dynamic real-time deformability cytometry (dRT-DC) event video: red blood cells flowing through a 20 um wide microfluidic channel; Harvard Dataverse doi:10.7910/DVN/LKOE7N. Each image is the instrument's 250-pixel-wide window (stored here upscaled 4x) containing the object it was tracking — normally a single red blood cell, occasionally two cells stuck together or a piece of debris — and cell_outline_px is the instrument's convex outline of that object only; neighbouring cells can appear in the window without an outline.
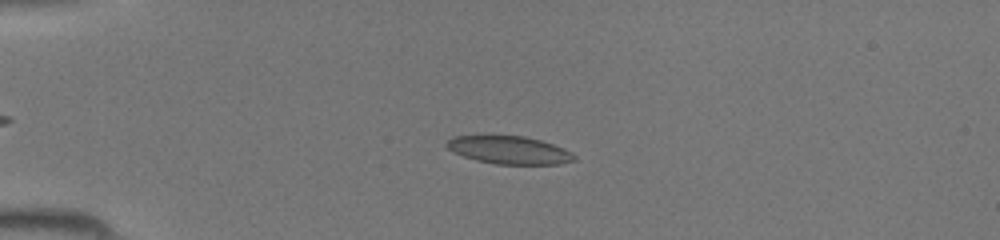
{"species": "common noctule bat (a hibernating species)", "species_latin": "Nyctalus noctula", "temperature_condition": "room temperature", "stored_images_in_passage": 40, "camera_frame_rate_fps": 3000, "um_per_image_px": 0.085, "animal": {"sex": "female", "body_mass_g": 19.5, "forearm_length_mm": 54.1}, "frame": {"image": 1, "passage_image": 11, "time_ms": 3.333, "image_size_px": [1000, 240], "cell_outline_px": [[576, 160], [560, 164], [496, 164], [476, 160], [464, 156], [448, 148], [444, 144], [452, 136], [524, 136], [540, 140], [564, 148], [572, 152], [576, 156]], "centroid_in_image_um": [43.32, 12.76], "position_along_channel_um": 41.7, "area_um2": 20.58}}
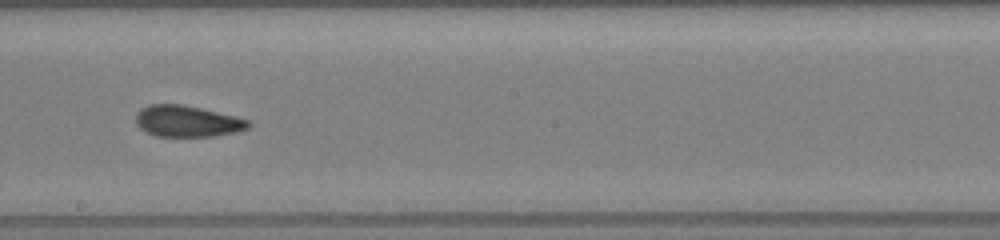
{"frame": {"image": 2, "passage_image": 26, "time_ms": 8.333, "image_size_px": [1000, 240], "cell_outline_px": [[252, 124], [248, 128], [236, 132], [212, 136], [156, 136], [144, 132], [136, 124], [136, 112], [140, 108], [148, 104], [184, 104], [252, 120]], "centroid_in_image_um": [15.9, 10.29], "position_along_channel_um": 232.3, "area_um2": 20.81}}
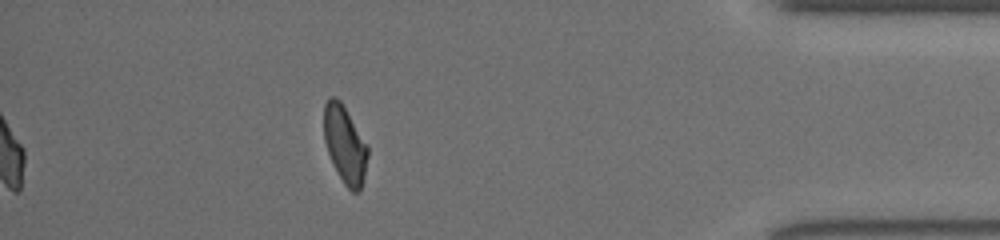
{"frame": {"image": 3, "passage_image": 40, "time_ms": 13.0, "image_size_px": [1000, 240], "cell_outline_px": [[368, 156], [360, 188], [356, 192], [352, 192], [344, 184], [328, 152], [324, 140], [324, 104], [328, 96], [336, 96], [340, 100], [368, 144]], "centroid_in_image_um": [29.31, 12.21], "position_along_channel_um": 405.9, "area_um2": 19.54}}